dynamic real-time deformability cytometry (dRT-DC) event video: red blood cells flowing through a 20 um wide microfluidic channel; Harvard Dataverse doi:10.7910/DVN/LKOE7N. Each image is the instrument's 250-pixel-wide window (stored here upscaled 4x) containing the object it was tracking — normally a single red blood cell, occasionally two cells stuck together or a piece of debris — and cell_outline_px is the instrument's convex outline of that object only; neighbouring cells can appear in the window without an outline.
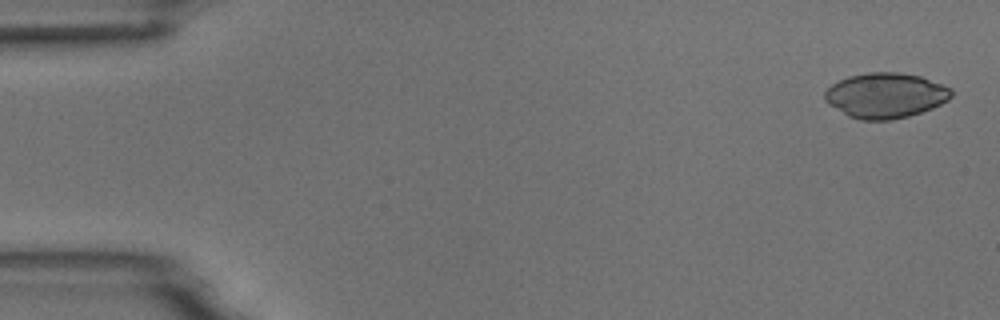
{"species": "common noctule bat (a hibernating species)", "species_latin": "Nyctalus noctula", "temperature_condition": "room temperature", "stored_images_in_passage": 5, "camera_frame_rate_fps": 3000, "um_per_image_px": 0.085, "animal": {"sex": "male", "body_mass_g": 18.8}, "frame": {"image": 1, "passage_image": 1, "time_ms": 0.0, "image_size_px": [1000, 320], "cell_outline_px": [[952, 96], [948, 100], [932, 108], [908, 116], [892, 120], [860, 120], [848, 116], [828, 104], [824, 100], [824, 92], [832, 84], [848, 76], [868, 72], [900, 72], [920, 76], [952, 88]], "centroid_in_image_um": [75.26, 8.11], "position_along_channel_um": 9.7, "area_um2": 33.41}}